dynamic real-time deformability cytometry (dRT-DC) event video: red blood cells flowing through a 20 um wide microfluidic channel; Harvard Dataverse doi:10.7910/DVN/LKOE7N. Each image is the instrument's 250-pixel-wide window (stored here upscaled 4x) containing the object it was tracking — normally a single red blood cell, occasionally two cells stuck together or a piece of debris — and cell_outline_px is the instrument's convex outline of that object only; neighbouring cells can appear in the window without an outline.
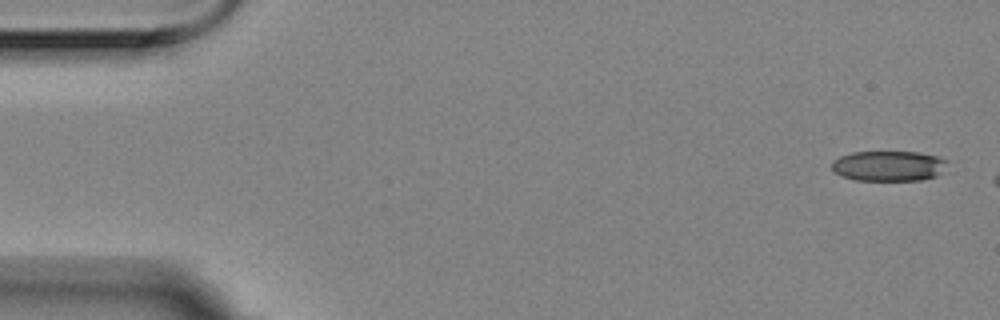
{"species": "Egyptian fruit bat (a non-hibernating species)", "species_latin": "Rousettus aegyptiacus", "temperature_condition": "room temperature", "stored_images_in_passage": 3, "camera_frame_rate_fps": 3000, "um_per_image_px": 0.085, "animal": {"sex": "female"}, "frame": {"image": 1, "passage_image": 1, "time_ms": 0.0, "image_size_px": [1000, 320], "cell_outline_px": [[948, 160], [940, 172], [936, 176], [920, 180], [856, 180], [844, 176], [836, 172], [832, 168], [832, 160], [840, 156], [852, 152], [920, 152], [936, 156]], "centroid_in_image_um": [75.52, 14.09], "position_along_channel_um": 9.5, "area_um2": 20.17}}